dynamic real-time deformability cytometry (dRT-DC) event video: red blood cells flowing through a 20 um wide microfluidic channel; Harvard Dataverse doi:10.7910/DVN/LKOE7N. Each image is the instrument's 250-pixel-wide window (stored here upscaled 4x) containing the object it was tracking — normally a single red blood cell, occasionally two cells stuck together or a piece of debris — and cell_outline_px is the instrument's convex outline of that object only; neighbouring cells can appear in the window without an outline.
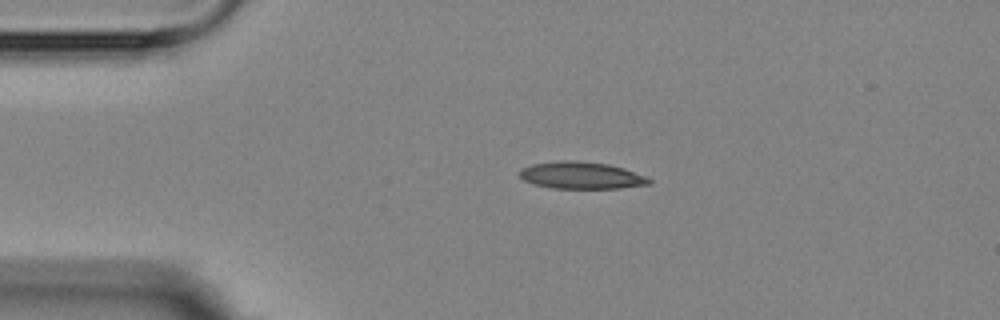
{"species": "Egyptian fruit bat (a non-hibernating species)", "species_latin": "Rousettus aegyptiacus", "temperature_condition": "room temperature", "stored_images_in_passage": 5, "camera_frame_rate_fps": 3000, "um_per_image_px": 0.085, "animal": {"sex": "female"}, "frame": {"image": 1, "passage_image": 2, "time_ms": 1.333, "image_size_px": [1000, 320], "cell_outline_px": [[652, 184], [620, 188], [552, 188], [532, 184], [524, 180], [520, 176], [520, 172], [524, 168], [532, 164], [568, 160], [608, 164], [624, 168], [644, 176], [652, 180]], "centroid_in_image_um": [49.44, 14.92], "position_along_channel_um": 35.6, "area_um2": 20.11}}
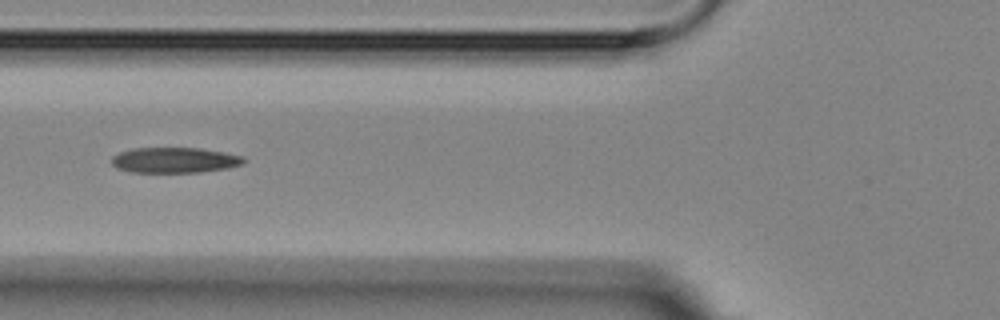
{"frame": {"image": 2, "passage_image": 4, "time_ms": 4.333, "image_size_px": [1000, 320], "cell_outline_px": [[248, 160], [244, 164], [228, 168], [196, 172], [132, 172], [116, 168], [112, 164], [112, 156], [120, 152], [132, 148], [200, 148], [224, 152], [244, 156]], "centroid_in_image_um": [14.88, 13.61], "position_along_channel_um": 110.9, "area_um2": 19.71}}
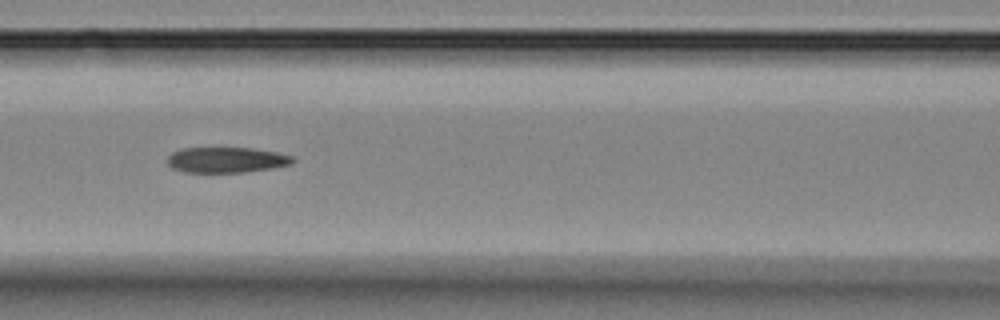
{"frame": {"image": 3, "passage_image": 5, "time_ms": 5.333, "image_size_px": [1000, 320], "cell_outline_px": [[296, 160], [292, 164], [272, 168], [244, 172], [184, 172], [172, 168], [168, 164], [168, 156], [172, 152], [180, 148], [252, 148], [276, 152], [296, 156]], "centroid_in_image_um": [19.28, 13.59], "position_along_channel_um": 147.3, "area_um2": 18.79}}